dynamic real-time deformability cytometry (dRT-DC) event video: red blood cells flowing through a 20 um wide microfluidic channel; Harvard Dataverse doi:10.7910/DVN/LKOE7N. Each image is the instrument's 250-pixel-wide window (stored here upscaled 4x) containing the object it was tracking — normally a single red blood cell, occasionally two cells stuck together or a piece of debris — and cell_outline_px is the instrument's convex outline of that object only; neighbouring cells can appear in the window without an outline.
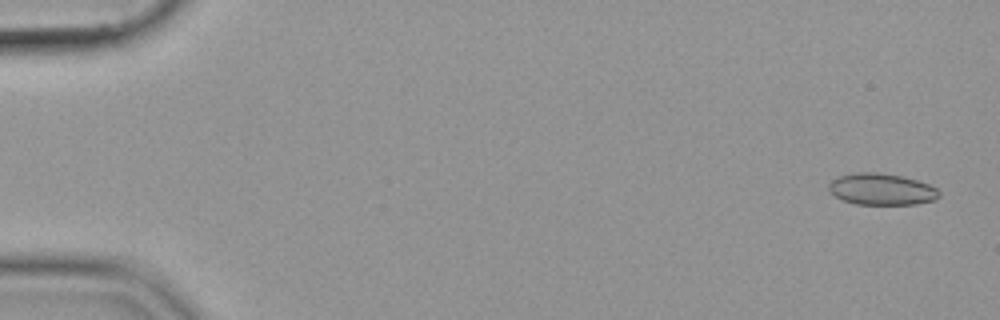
{"species": "common noctule bat (a hibernating species)", "species_latin": "Nyctalus noctula", "temperature_condition": "cold", "stored_images_in_passage": 54, "camera_frame_rate_fps": 3000, "um_per_image_px": 0.085, "animal": {"sex": "female", "body_mass_g": 19.9}, "frame": {"image": 1, "passage_image": 2, "time_ms": 0.333, "image_size_px": [1000, 320], "cell_outline_px": [[940, 196], [936, 200], [916, 204], [856, 204], [844, 200], [836, 196], [828, 188], [828, 184], [832, 180], [840, 176], [856, 172], [880, 172], [904, 176], [928, 184], [936, 188], [940, 192]], "centroid_in_image_um": [74.97, 16.08], "position_along_channel_um": 10.0, "area_um2": 20.29}}
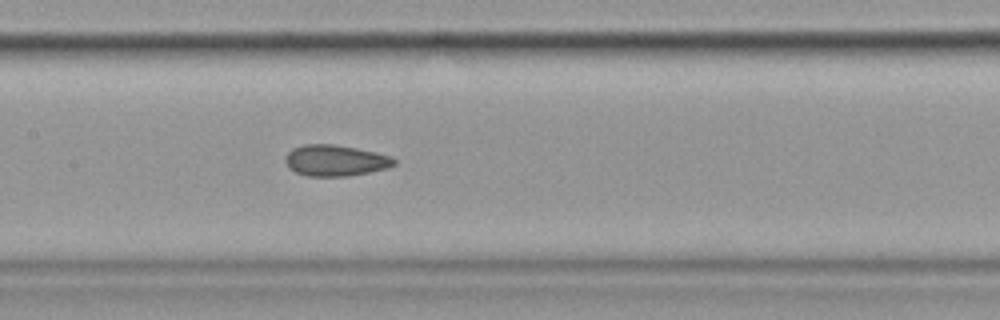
{"frame": {"image": 2, "passage_image": 27, "time_ms": 8.667, "image_size_px": [1000, 320], "cell_outline_px": [[396, 164], [384, 168], [368, 172], [348, 176], [308, 176], [296, 172], [288, 168], [284, 160], [284, 156], [292, 148], [304, 144], [332, 144], [356, 148], [376, 152], [392, 156], [396, 160]], "centroid_in_image_um": [28.47, 13.63], "position_along_channel_um": 178.9, "area_um2": 19.77}}
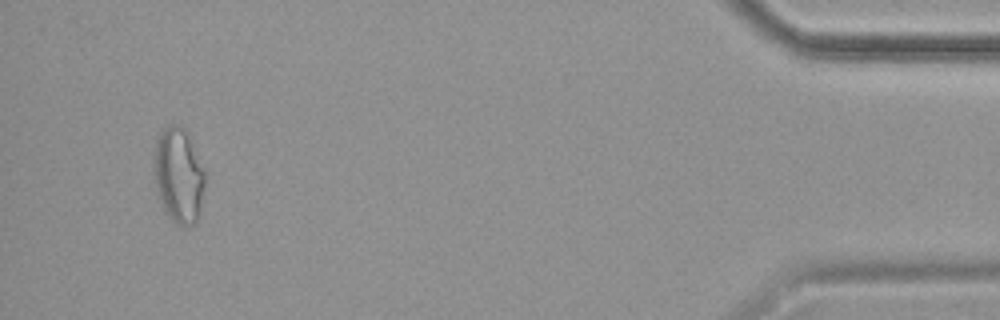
{"frame": {"image": 3, "passage_image": 52, "time_ms": 17.0, "image_size_px": [1000, 320], "cell_outline_px": [[204, 188], [200, 216], [192, 224], [184, 228], [176, 224], [164, 212], [160, 200], [152, 172], [152, 160], [156, 144], [160, 132], [168, 124], [180, 124], [188, 132], [204, 168]], "centroid_in_image_um": [15.17, 14.9], "position_along_channel_um": 420.0, "area_um2": 29.02}}